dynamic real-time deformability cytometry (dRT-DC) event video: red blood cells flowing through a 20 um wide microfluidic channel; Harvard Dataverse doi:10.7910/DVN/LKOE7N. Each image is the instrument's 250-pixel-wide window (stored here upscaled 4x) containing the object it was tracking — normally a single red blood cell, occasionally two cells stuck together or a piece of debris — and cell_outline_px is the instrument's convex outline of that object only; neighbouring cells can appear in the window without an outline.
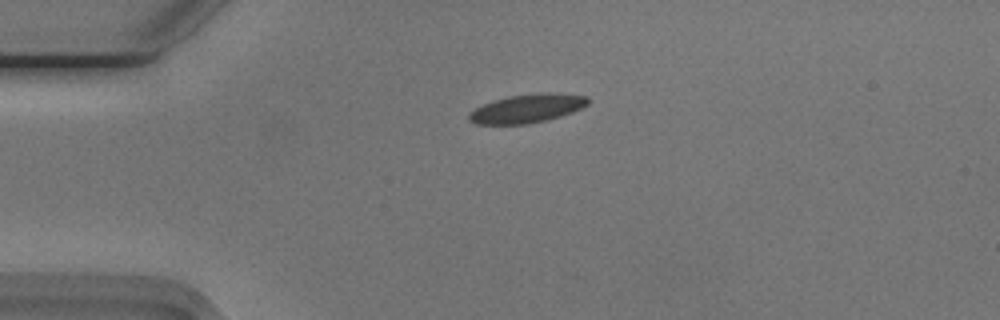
{"species": "Egyptian fruit bat (a non-hibernating species)", "species_latin": "Rousettus aegyptiacus", "temperature_condition": "cold", "stored_images_in_passage": 31, "camera_frame_rate_fps": 3000, "um_per_image_px": 0.085, "animal": {"sex": "male"}, "frame": {"image": 1, "passage_image": 1, "time_ms": 0.0, "image_size_px": [1000, 320], "cell_outline_px": [[588, 104], [572, 112], [560, 116], [528, 124], [476, 124], [468, 120], [468, 116], [476, 108], [484, 104], [508, 96], [588, 96]], "centroid_in_image_um": [44.7, 9.29], "position_along_channel_um": 40.3, "area_um2": 18.32}}
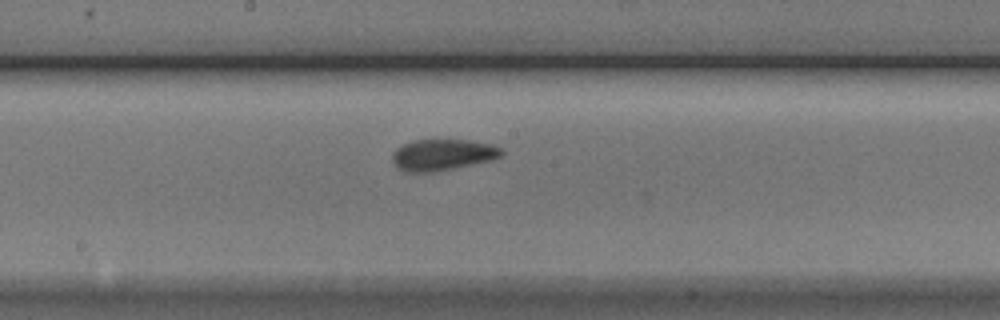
{"frame": {"image": 2, "passage_image": 17, "time_ms": 5.333, "image_size_px": [1000, 320], "cell_outline_px": [[504, 152], [500, 156], [492, 160], [432, 172], [404, 172], [396, 168], [392, 160], [392, 152], [396, 148], [404, 144], [416, 140], [468, 140], [492, 144], [504, 148]], "centroid_in_image_um": [37.61, 13.16], "position_along_channel_um": 210.6, "area_um2": 19.94}}
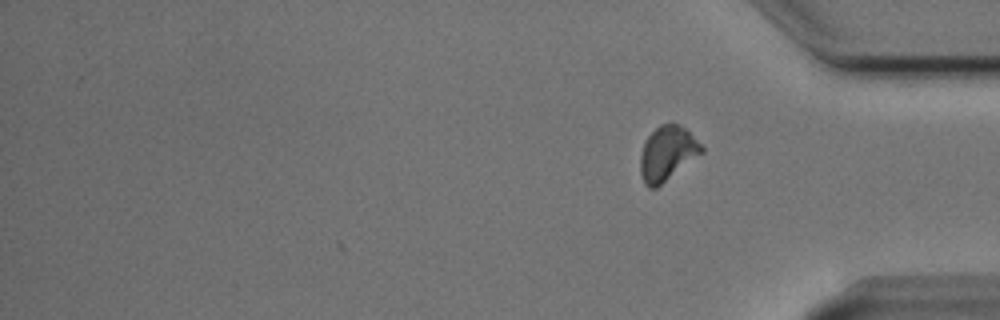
{"frame": {"image": 3, "passage_image": 31, "time_ms": 10.0, "image_size_px": [1000, 320], "cell_outline_px": [[704, 152], [656, 188], [648, 188], [644, 184], [640, 172], [640, 156], [644, 144], [648, 136], [660, 124], [672, 120], [680, 124], [704, 148]], "centroid_in_image_um": [56.71, 13.02], "position_along_channel_um": 378.5, "area_um2": 19.48}, "authors_computed_cell_mechanics": {"area_um2": 19.3052, "velocity_mm_per_s": 3.7382, "shape_relaxation_time_tau1_ms": null, "shape_relaxation_time_tau2_ms": 1.6086, "deformation_change_tau1": null, "deformation_change_tau2": 0.0487}}